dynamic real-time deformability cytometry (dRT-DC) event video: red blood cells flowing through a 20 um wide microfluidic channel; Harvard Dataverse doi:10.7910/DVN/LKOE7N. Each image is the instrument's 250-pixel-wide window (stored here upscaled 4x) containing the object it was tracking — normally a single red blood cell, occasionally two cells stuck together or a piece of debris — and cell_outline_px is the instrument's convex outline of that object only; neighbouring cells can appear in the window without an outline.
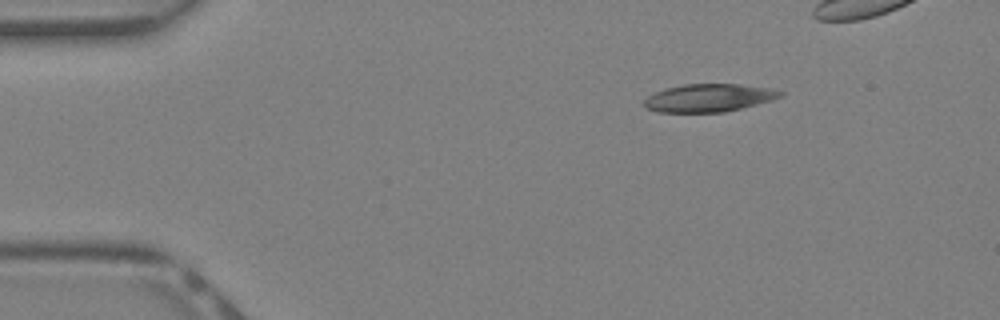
{"species": "Egyptian fruit bat (a non-hibernating species)", "species_latin": "Rousettus aegyptiacus", "temperature_condition": "warm", "stored_images_in_passage": 31, "camera_frame_rate_fps": 3000, "um_per_image_px": 0.085, "animal": {"sex": "female"}, "frame": {"image": 1, "passage_image": 1, "time_ms": 0.0, "image_size_px": [1000, 320], "cell_outline_px": [[784, 96], [772, 100], [724, 112], [656, 112], [644, 108], [644, 100], [648, 96], [664, 88], [684, 84], [740, 84], [768, 88], [784, 92]], "centroid_in_image_um": [60.23, 8.32], "position_along_channel_um": 24.8, "area_um2": 22.14}}
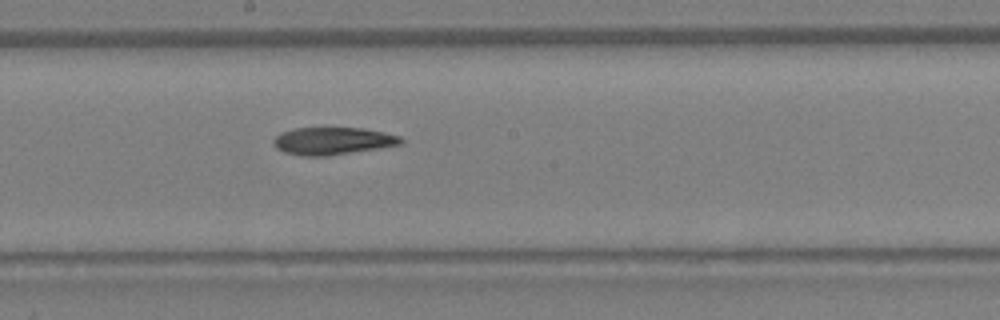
{"frame": {"image": 2, "passage_image": 17, "time_ms": 5.333, "image_size_px": [1000, 320], "cell_outline_px": [[404, 144], [380, 148], [328, 156], [300, 156], [284, 152], [276, 148], [272, 144], [272, 140], [280, 132], [296, 128], [364, 128], [384, 132], [400, 136], [404, 140]], "centroid_in_image_um": [28.28, 11.99], "position_along_channel_um": 219.9, "area_um2": 20.63}}
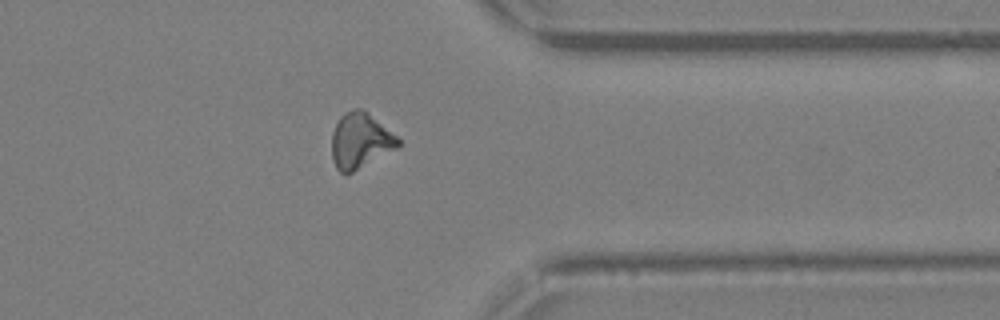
{"frame": {"image": 3, "passage_image": 27, "time_ms": 8.667, "image_size_px": [1000, 320], "cell_outline_px": [[400, 148], [352, 172], [340, 172], [336, 168], [332, 160], [332, 132], [340, 116], [344, 112], [356, 108], [364, 108], [396, 136], [400, 140]], "centroid_in_image_um": [30.64, 11.95], "position_along_channel_um": 380.8, "area_um2": 21.62}}